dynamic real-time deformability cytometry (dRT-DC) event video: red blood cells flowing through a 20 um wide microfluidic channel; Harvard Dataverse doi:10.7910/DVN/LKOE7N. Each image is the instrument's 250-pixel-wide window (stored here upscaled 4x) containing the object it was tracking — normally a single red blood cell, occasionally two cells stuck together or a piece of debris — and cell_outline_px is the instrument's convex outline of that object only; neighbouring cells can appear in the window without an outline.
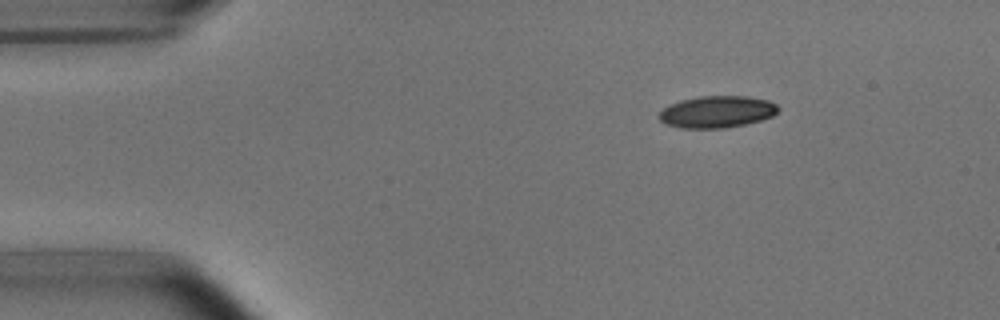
{"species": "common noctule bat (a hibernating species)", "species_latin": "Nyctalus noctula", "temperature_condition": "room temperature", "stored_images_in_passage": 6, "camera_frame_rate_fps": 3000, "um_per_image_px": 0.085, "animal": {"sex": "male", "body_mass_g": 15.6}, "frame": {"image": 1, "passage_image": 6, "time_ms": 5.667, "image_size_px": [1000, 320], "cell_outline_px": [[780, 108], [772, 116], [760, 120], [744, 124], [724, 128], [680, 128], [664, 124], [660, 120], [660, 112], [664, 108], [680, 100], [700, 96], [744, 96], [768, 100], [776, 104]], "centroid_in_image_um": [60.94, 9.5], "position_along_channel_um": 24.1, "area_um2": 21.96}}